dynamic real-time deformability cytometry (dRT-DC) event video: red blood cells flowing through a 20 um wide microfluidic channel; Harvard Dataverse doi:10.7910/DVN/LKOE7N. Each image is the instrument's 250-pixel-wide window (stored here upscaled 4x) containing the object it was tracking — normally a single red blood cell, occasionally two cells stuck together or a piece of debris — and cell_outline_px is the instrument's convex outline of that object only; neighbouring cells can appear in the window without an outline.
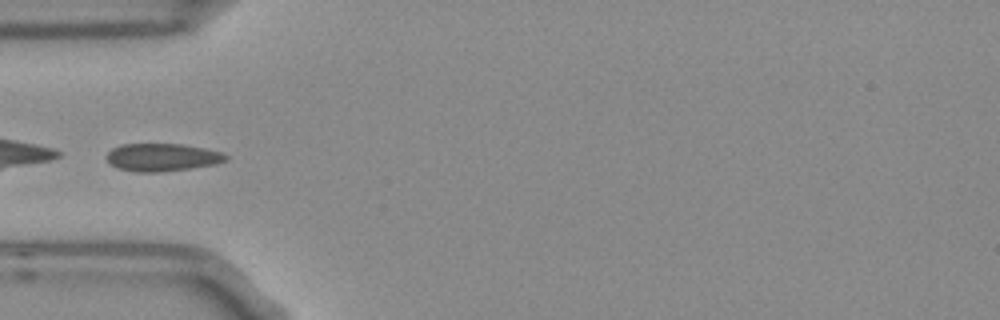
{"species": "Egyptian fruit bat (a non-hibernating species)", "species_latin": "Rousettus aegyptiacus", "temperature_condition": "room temperature", "stored_images_in_passage": 4, "camera_frame_rate_fps": 3000, "um_per_image_px": 0.085, "frame": {"image": 1, "passage_image": 4, "time_ms": 1.0, "image_size_px": [1000, 320], "cell_outline_px": [[228, 160], [216, 164], [188, 168], [156, 172], [136, 172], [116, 168], [108, 160], [108, 152], [112, 148], [120, 144], [184, 144], [204, 148], [220, 152], [228, 156]], "centroid_in_image_um": [13.79, 13.36], "position_along_channel_um": 71.2, "area_um2": 19.13}}